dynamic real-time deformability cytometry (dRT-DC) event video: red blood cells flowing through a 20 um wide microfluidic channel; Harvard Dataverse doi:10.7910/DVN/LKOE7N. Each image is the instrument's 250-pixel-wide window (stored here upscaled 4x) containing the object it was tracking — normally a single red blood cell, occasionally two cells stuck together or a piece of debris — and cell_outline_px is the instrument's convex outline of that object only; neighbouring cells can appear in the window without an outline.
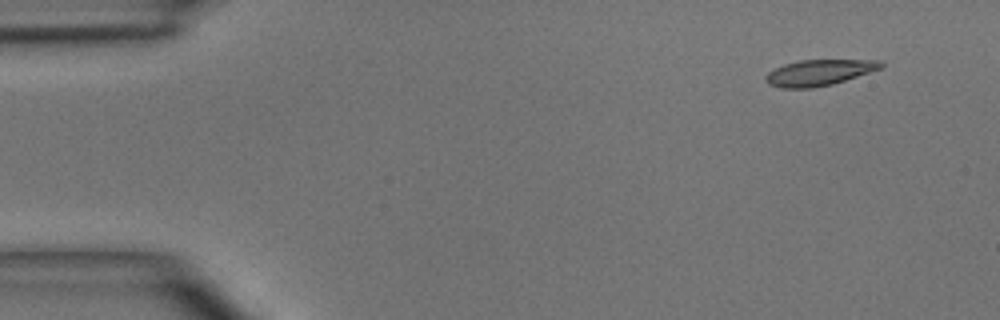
{"species": "common noctule bat (a hibernating species)", "species_latin": "Nyctalus noctula", "temperature_condition": "room temperature", "stored_images_in_passage": 4, "camera_frame_rate_fps": 3000, "um_per_image_px": 0.085, "animal": {"sex": "male", "body_mass_g": 15.6}, "frame": {"image": 1, "passage_image": 1, "time_ms": 0.0, "image_size_px": [1000, 320], "cell_outline_px": [[884, 64], [880, 68], [832, 84], [812, 88], [780, 88], [768, 84], [764, 80], [764, 76], [768, 72], [784, 64], [800, 60], [880, 60]], "centroid_in_image_um": [69.55, 6.17], "position_along_channel_um": 15.5, "area_um2": 17.22}}
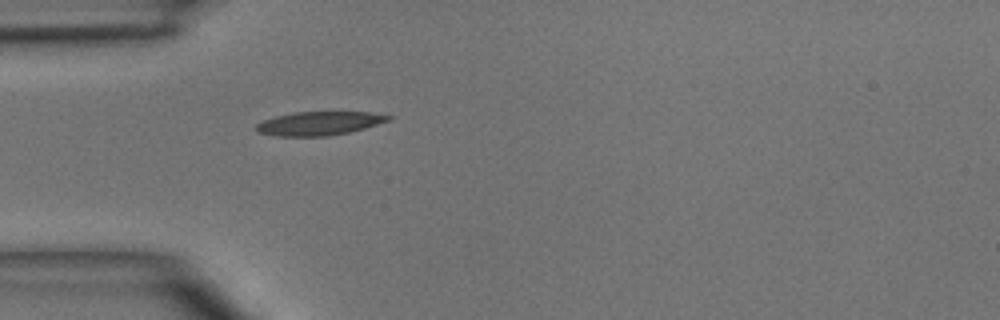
{"frame": {"image": 2, "passage_image": 4, "time_ms": 3.333, "image_size_px": [1000, 320], "cell_outline_px": [[392, 120], [364, 128], [348, 132], [328, 136], [276, 136], [256, 132], [256, 124], [264, 120], [276, 116], [296, 112], [368, 112], [392, 116]], "centroid_in_image_um": [27.13, 10.49], "position_along_channel_um": 57.9, "area_um2": 18.15}}